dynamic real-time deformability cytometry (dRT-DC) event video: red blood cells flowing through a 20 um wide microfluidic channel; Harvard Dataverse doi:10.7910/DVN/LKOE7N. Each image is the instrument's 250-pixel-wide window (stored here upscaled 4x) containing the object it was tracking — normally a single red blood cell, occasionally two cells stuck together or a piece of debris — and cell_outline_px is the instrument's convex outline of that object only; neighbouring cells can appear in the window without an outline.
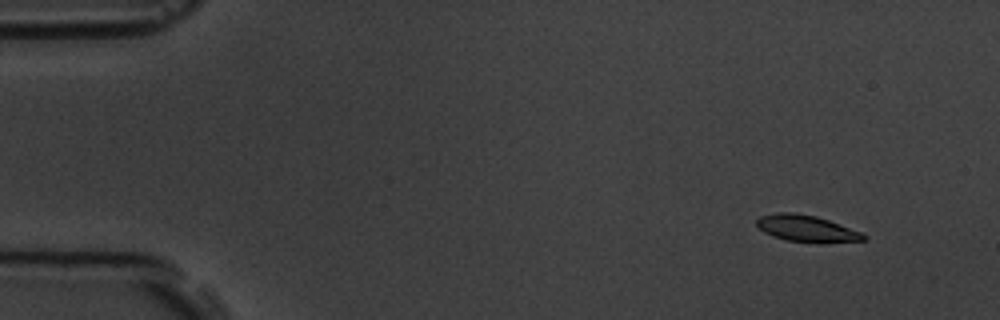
{"species": "common noctule bat (a hibernating species)", "species_latin": "Nyctalus noctula", "temperature_condition": "room temperature", "stored_images_in_passage": 5, "camera_frame_rate_fps": 3000, "um_per_image_px": 0.085, "animal": {"sex": "male", "body_mass_g": 19.5, "forearm_length_mm": 54.6}, "frame": {"image": 1, "passage_image": 1, "time_ms": 0.0, "image_size_px": [1000, 320], "cell_outline_px": [[868, 240], [820, 244], [788, 240], [772, 236], [764, 232], [756, 224], [756, 220], [760, 216], [776, 212], [792, 212], [816, 216], [864, 232], [868, 236]], "centroid_in_image_um": [68.64, 19.44], "position_along_channel_um": 16.4, "area_um2": 16.99}}
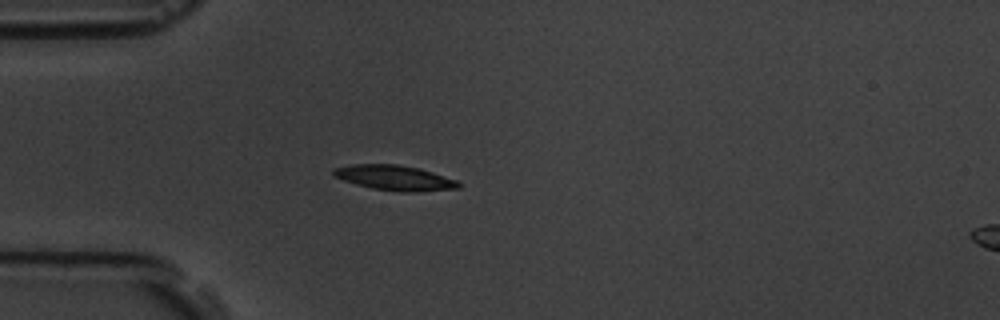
{"frame": {"image": 2, "passage_image": 4, "time_ms": 3.667, "image_size_px": [1000, 320], "cell_outline_px": [[460, 188], [416, 192], [400, 192], [372, 188], [356, 184], [344, 180], [336, 176], [332, 172], [332, 168], [352, 164], [396, 164], [420, 168], [456, 180], [460, 184]], "centroid_in_image_um": [33.55, 15.11], "position_along_channel_um": 51.5, "area_um2": 18.21}}